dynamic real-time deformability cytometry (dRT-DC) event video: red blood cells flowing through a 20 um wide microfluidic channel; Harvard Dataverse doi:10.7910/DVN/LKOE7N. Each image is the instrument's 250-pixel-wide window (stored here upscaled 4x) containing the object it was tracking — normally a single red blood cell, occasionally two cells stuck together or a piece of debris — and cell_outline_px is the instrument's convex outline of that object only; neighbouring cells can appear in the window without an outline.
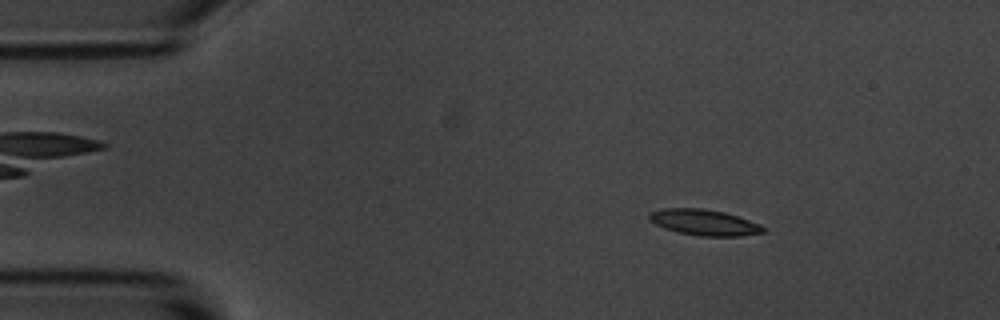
{"species": "common noctule bat (a hibernating species)", "species_latin": "Nyctalus noctula", "temperature_condition": "room temperature", "stored_images_in_passage": 54, "camera_frame_rate_fps": 3000, "um_per_image_px": 0.085, "animal": {"sex": "male", "body_mass_g": 20.1, "forearm_length_mm": 53.5}, "frame": {"image": 1, "passage_image": 8, "time_ms": 2.333, "image_size_px": [1000, 320], "cell_outline_px": [[768, 232], [740, 236], [700, 236], [680, 232], [664, 228], [648, 220], [648, 212], [664, 208], [704, 208], [724, 212], [760, 224]], "centroid_in_image_um": [59.84, 18.9], "position_along_channel_um": 25.2, "area_um2": 17.22}}
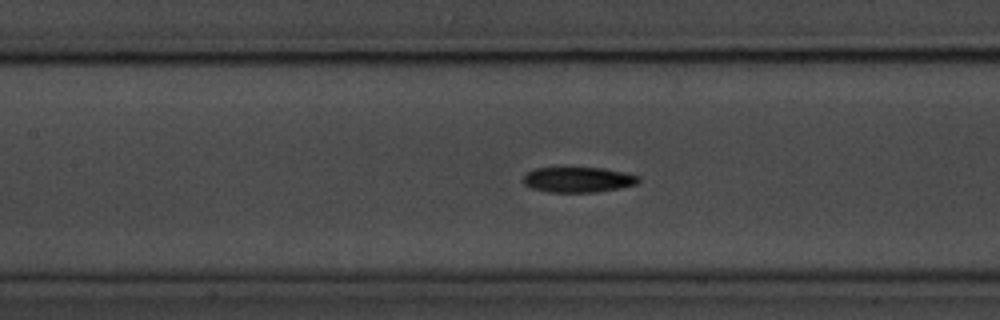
{"frame": {"image": 2, "passage_image": 24, "time_ms": 7.667, "image_size_px": [1000, 320], "cell_outline_px": [[640, 180], [636, 184], [620, 188], [596, 192], [548, 192], [532, 188], [524, 184], [524, 176], [528, 172], [536, 168], [604, 168], [640, 176]], "centroid_in_image_um": [49.16, 15.28], "position_along_channel_um": 158.2, "area_um2": 16.88}}
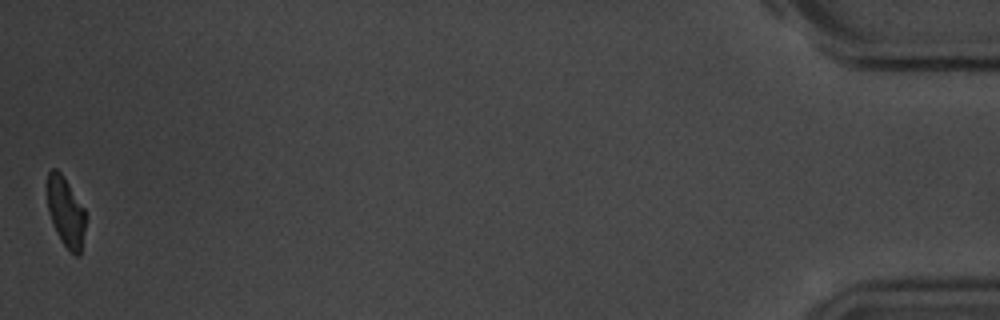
{"frame": {"image": 3, "passage_image": 54, "time_ms": 17.667, "image_size_px": [1000, 320], "cell_outline_px": [[84, 228], [80, 256], [76, 256], [60, 240], [52, 220], [48, 208], [48, 172], [52, 168], [56, 168], [60, 172], [84, 208]], "centroid_in_image_um": [5.58, 18.01], "position_along_channel_um": 429.6, "area_um2": 14.91}, "authors_computed_cell_mechanics": {"area_um2": 17.1088, "velocity_mm_per_s": 3.6771, "shape_relaxation_time_tau1_ms": 3.4661, "shape_relaxation_time_tau2_ms": null, "deformation_change_tau1": 0.1303, "deformation_change_tau2": null}}